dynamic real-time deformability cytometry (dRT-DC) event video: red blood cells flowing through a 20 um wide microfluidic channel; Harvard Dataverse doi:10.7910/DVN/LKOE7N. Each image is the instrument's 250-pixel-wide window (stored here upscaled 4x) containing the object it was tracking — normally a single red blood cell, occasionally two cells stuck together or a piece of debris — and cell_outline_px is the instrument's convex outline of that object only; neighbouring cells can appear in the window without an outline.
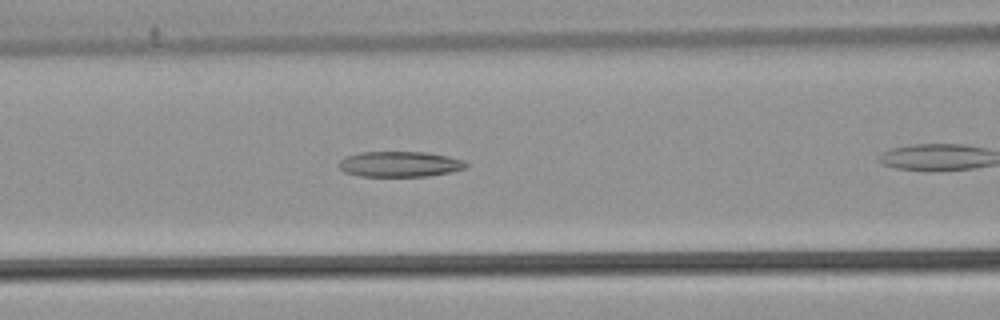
{"species": "common noctule bat (a hibernating species)", "species_latin": "Nyctalus noctula", "temperature_condition": "warm", "stored_images_in_passage": 27, "camera_frame_rate_fps": 3000, "um_per_image_px": 0.085, "animal": {"sex": "male", "body_mass_g": 21.5, "forearm_length_mm": 52.0}, "frame": {"image": 1, "passage_image": 8, "time_ms": 2.333, "image_size_px": [1000, 320], "cell_outline_px": [[468, 168], [452, 172], [428, 176], [360, 176], [344, 172], [336, 164], [344, 156], [360, 152], [424, 152], [448, 156], [464, 160], [468, 164]], "centroid_in_image_um": [33.98, 13.95], "position_along_channel_um": 132.6, "area_um2": 19.13}}
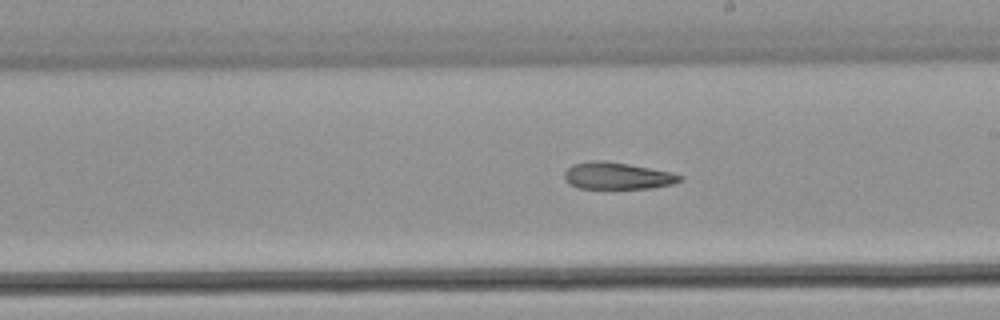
{"frame": {"image": 2, "passage_image": 16, "time_ms": 5.0, "image_size_px": [1000, 320], "cell_outline_px": [[684, 180], [672, 184], [652, 188], [576, 188], [568, 184], [564, 180], [564, 172], [572, 164], [592, 160], [600, 160], [628, 164], [672, 172], [684, 176]], "centroid_in_image_um": [52.46, 14.95], "position_along_channel_um": 236.5, "area_um2": 18.26}}
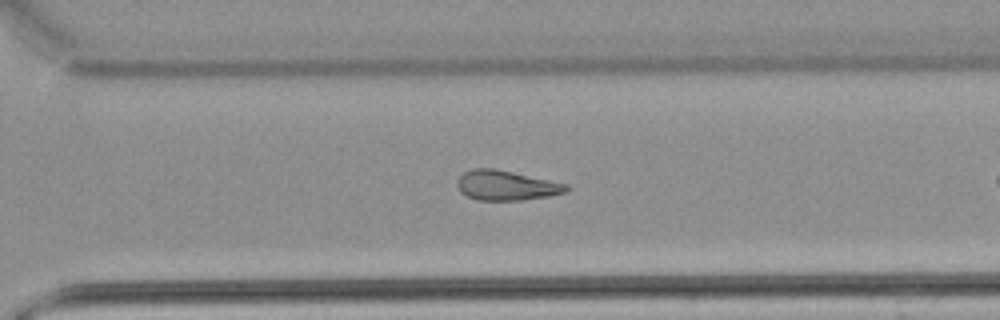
{"frame": {"image": 3, "passage_image": 23, "time_ms": 7.333, "image_size_px": [1000, 320], "cell_outline_px": [[572, 188], [564, 192], [548, 196], [524, 200], [476, 200], [460, 192], [456, 184], [456, 180], [464, 172], [472, 168], [496, 168], [568, 184]], "centroid_in_image_um": [43.02, 15.75], "position_along_channel_um": 327.6, "area_um2": 19.13}}